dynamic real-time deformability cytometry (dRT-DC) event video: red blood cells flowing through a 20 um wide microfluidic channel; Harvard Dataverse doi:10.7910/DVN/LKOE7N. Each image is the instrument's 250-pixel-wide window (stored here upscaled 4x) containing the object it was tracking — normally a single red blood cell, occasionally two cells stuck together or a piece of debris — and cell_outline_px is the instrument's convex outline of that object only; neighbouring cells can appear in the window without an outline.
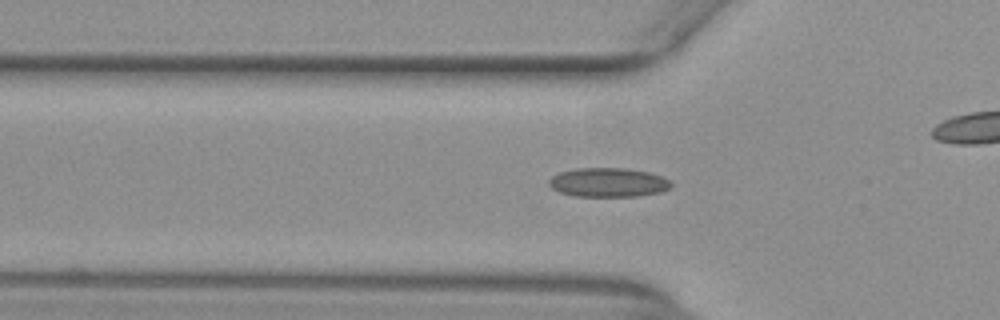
{"species": "common noctule bat (a hibernating species)", "species_latin": "Nyctalus noctula", "temperature_condition": "warm", "stored_images_in_passage": 37, "camera_frame_rate_fps": 3000, "um_per_image_px": 0.085, "animal": {"sex": "female", "body_mass_g": 29.2, "forearm_length_mm": 56.3}, "frame": {"image": 1, "passage_image": 5, "time_ms": 1.333, "image_size_px": [1000, 320], "cell_outline_px": [[672, 184], [668, 188], [660, 192], [640, 196], [576, 196], [560, 192], [552, 188], [548, 184], [548, 180], [552, 176], [560, 172], [576, 168], [624, 168], [648, 172], [664, 176], [672, 180]], "centroid_in_image_um": [51.72, 15.5], "position_along_channel_um": 74.1, "area_um2": 20.81}}
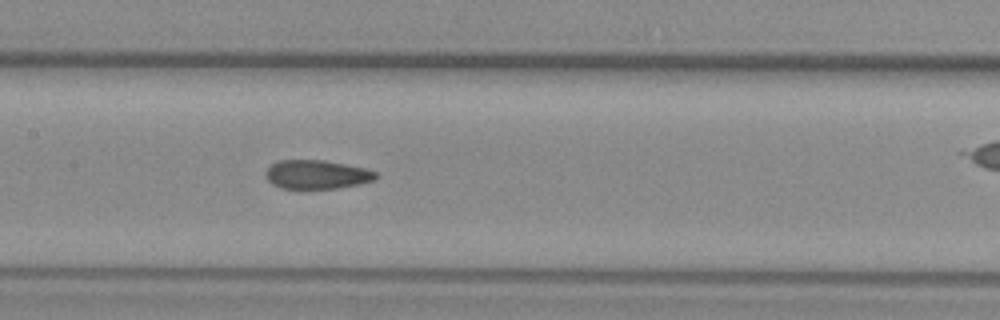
{"frame": {"image": 2, "passage_image": 13, "time_ms": 4.0, "image_size_px": [1000, 320], "cell_outline_px": [[380, 176], [376, 180], [360, 184], [336, 188], [280, 188], [272, 184], [268, 180], [264, 172], [272, 164], [280, 160], [324, 160], [364, 168], [376, 172]], "centroid_in_image_um": [26.95, 14.83], "position_along_channel_um": 180.5, "area_um2": 18.5}}
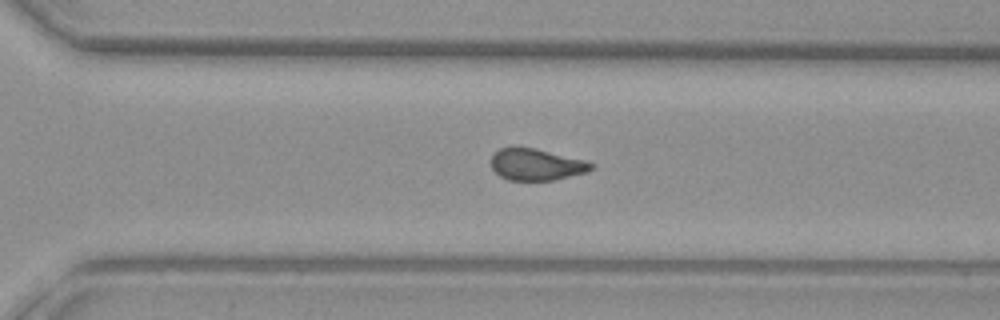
{"frame": {"image": 3, "passage_image": 24, "time_ms": 7.667, "image_size_px": [1000, 320], "cell_outline_px": [[596, 164], [588, 172], [552, 180], [508, 180], [500, 176], [492, 168], [492, 156], [500, 148], [516, 144], [536, 148], [584, 160]], "centroid_in_image_um": [45.57, 13.95], "position_along_channel_um": 325.0, "area_um2": 18.73}, "authors_computed_cell_mechanics": {"area_um2": 18.9584, "velocity_mm_per_s": 3.9562, "shape_relaxation_time_tau1_ms": null, "shape_relaxation_time_tau2_ms": 1.7047, "deformation_change_tau1": null, "deformation_change_tau2": 0.0836}}